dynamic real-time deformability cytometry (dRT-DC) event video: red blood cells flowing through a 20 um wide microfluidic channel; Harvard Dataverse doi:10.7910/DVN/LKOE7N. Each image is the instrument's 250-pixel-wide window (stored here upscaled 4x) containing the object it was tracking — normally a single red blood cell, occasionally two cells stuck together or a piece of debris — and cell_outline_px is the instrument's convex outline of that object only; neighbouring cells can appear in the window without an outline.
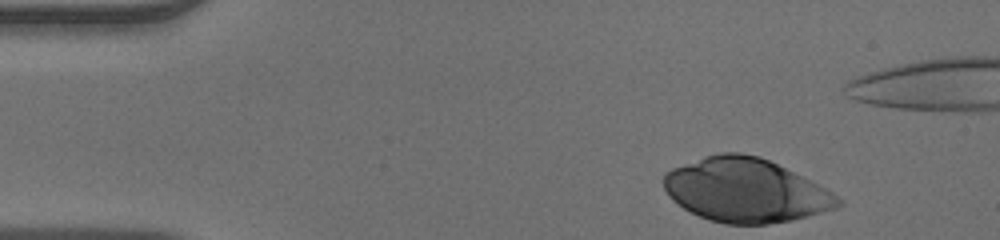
{"species": "human", "species_latin": "Homo sapiens", "temperature_condition": "warm", "stored_images_in_passage": 36, "camera_frame_rate_fps": 3000, "um_per_image_px": 0.085, "donor": {"sex": "male"}, "frame": {"image": 1, "passage_image": 1, "time_ms": 0.0, "image_size_px": [1000, 240], "cell_outline_px": [[844, 204], [836, 208], [792, 220], [768, 224], [724, 224], [708, 220], [684, 208], [672, 200], [664, 188], [664, 176], [672, 168], [704, 156], [720, 152], [740, 152], [760, 156], [832, 192]], "centroid_in_image_um": [63.34, 16.18], "position_along_channel_um": 21.7, "area_um2": 64.22}}